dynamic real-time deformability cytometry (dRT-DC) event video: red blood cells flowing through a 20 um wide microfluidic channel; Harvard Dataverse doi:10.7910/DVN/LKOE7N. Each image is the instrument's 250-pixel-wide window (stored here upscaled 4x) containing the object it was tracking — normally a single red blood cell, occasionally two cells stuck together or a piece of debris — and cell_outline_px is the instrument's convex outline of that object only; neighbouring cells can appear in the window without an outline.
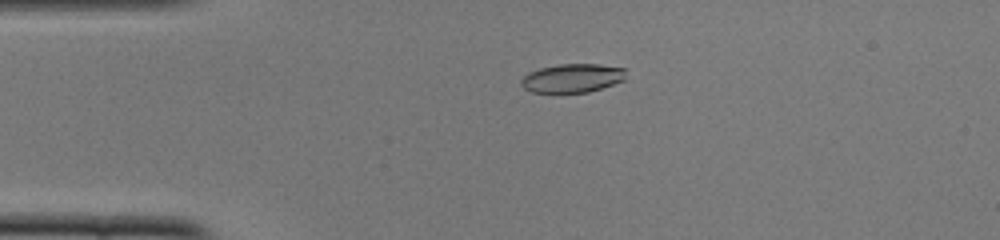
{"species": "common noctule bat (a hibernating species)", "species_latin": "Nyctalus noctula", "temperature_condition": "cold", "stored_images_in_passage": 52, "camera_frame_rate_fps": 3000, "um_per_image_px": 0.085, "animal": {"sex": "female", "body_mass_g": 22.0, "forearm_length_mm": 56.7}, "frame": {"image": 1, "passage_image": 12, "time_ms": 3.667, "image_size_px": [1000, 240], "cell_outline_px": [[624, 80], [588, 92], [532, 92], [524, 88], [520, 84], [520, 80], [528, 72], [540, 68], [560, 64], [600, 64], [624, 68]], "centroid_in_image_um": [48.61, 6.63], "position_along_channel_um": 36.4, "area_um2": 17.34}}
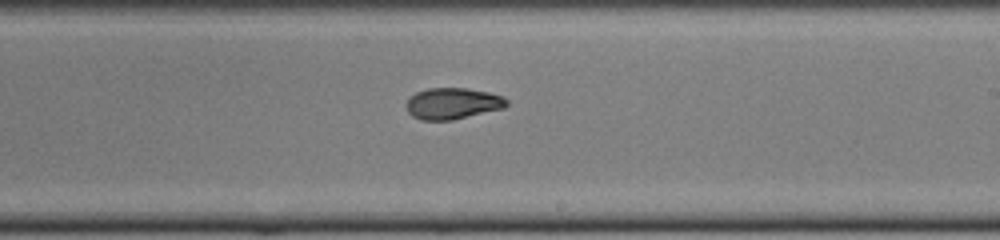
{"frame": {"image": 2, "passage_image": 31, "time_ms": 10.0, "image_size_px": [1000, 240], "cell_outline_px": [[508, 104], [504, 108], [452, 120], [420, 120], [412, 116], [408, 112], [404, 104], [416, 92], [428, 88], [468, 88], [488, 92], [504, 96], [508, 100]], "centroid_in_image_um": [38.47, 8.79], "position_along_channel_um": 250.5, "area_um2": 18.44}}
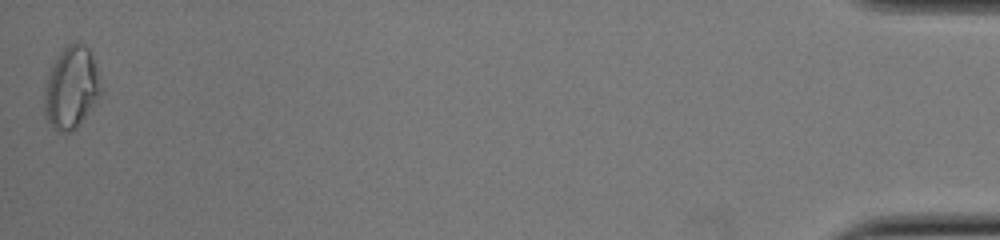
{"frame": {"image": 3, "passage_image": 52, "time_ms": 17.0, "image_size_px": [1000, 240], "cell_outline_px": [[104, 88], [76, 128], [72, 132], [56, 132], [52, 128], [44, 116], [44, 92], [48, 72], [56, 56], [72, 40], [76, 40], [84, 44], [88, 48], [92, 56]], "centroid_in_image_um": [6.04, 7.43], "position_along_channel_um": 429.2, "area_um2": 27.4}, "authors_computed_cell_mechanics": {"area_um2": 18.6983, "velocity_mm_per_s": 3.887, "shape_relaxation_time_tau1_ms": 7.0247, "shape_relaxation_time_tau2_ms": 2.7156, "deformation_change_tau1": 0.166, "deformation_change_tau2": 0.0688}}